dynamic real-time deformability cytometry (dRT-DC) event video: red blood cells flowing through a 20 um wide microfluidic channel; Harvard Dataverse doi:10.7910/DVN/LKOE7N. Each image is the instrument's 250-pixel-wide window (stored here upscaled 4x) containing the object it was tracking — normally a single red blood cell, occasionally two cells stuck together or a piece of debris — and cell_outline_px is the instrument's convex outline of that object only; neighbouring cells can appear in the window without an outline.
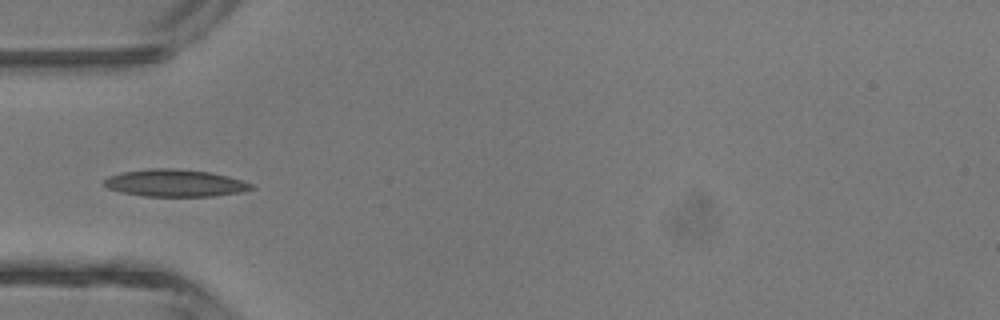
{"species": "common noctule bat (a hibernating species)", "species_latin": "Nyctalus noctula", "temperature_condition": "room temperature", "stored_images_in_passage": 4, "camera_frame_rate_fps": 3000, "um_per_image_px": 0.085, "animal": {"sex": "male", "body_mass_g": 13.3}, "frame": {"image": 1, "passage_image": 4, "time_ms": 4.333, "image_size_px": [1000, 320], "cell_outline_px": [[256, 188], [240, 192], [216, 196], [144, 196], [120, 192], [108, 188], [104, 184], [104, 180], [108, 176], [124, 172], [152, 168], [176, 168], [208, 172], [228, 176], [252, 184]], "centroid_in_image_um": [14.88, 15.56], "position_along_channel_um": 70.1, "area_um2": 23.24}}